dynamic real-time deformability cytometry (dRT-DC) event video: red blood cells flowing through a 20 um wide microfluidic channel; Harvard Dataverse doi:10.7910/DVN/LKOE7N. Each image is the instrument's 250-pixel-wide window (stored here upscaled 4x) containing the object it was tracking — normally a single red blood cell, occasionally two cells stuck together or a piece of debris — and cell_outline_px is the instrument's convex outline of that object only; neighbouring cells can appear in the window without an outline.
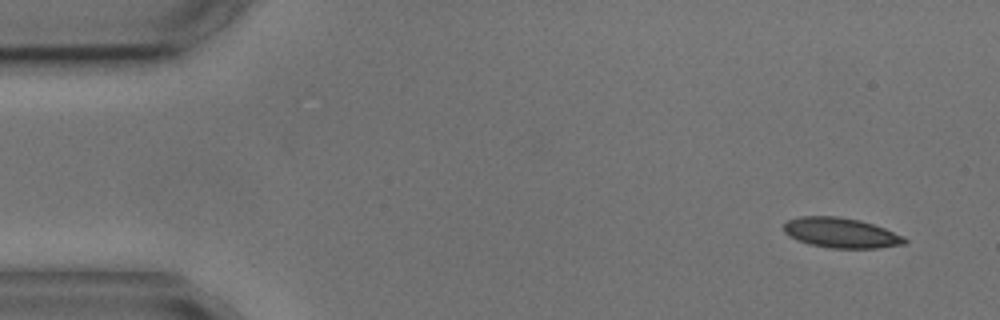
{"species": "common noctule bat (a hibernating species)", "species_latin": "Nyctalus noctula", "temperature_condition": "cold", "stored_images_in_passage": 5, "camera_frame_rate_fps": 3000, "um_per_image_px": 0.085, "animal": {"sex": "male", "body_mass_g": 17.9, "forearm_length_mm": 54.2}, "frame": {"image": 1, "passage_image": 1, "time_ms": 0.0, "image_size_px": [1000, 320], "cell_outline_px": [[908, 240], [904, 244], [876, 248], [828, 248], [796, 240], [788, 236], [784, 232], [784, 224], [788, 220], [800, 216], [836, 216], [860, 220], [884, 228], [904, 236]], "centroid_in_image_um": [71.47, 19.79], "position_along_channel_um": 13.5, "area_um2": 21.15}}
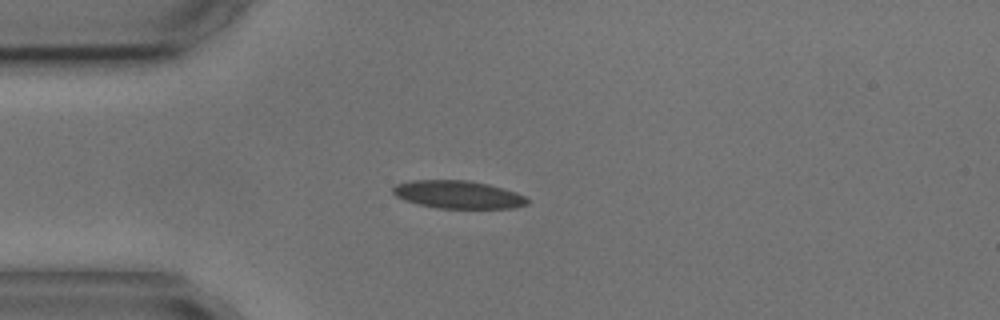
{"frame": {"image": 2, "passage_image": 3, "time_ms": 3.333, "image_size_px": [1000, 320], "cell_outline_px": [[528, 204], [516, 208], [436, 208], [404, 200], [396, 196], [392, 192], [392, 188], [396, 184], [412, 180], [468, 180], [488, 184], [504, 188], [516, 192], [524, 196], [528, 200]], "centroid_in_image_um": [38.94, 16.53], "position_along_channel_um": 46.1, "area_um2": 21.85}}